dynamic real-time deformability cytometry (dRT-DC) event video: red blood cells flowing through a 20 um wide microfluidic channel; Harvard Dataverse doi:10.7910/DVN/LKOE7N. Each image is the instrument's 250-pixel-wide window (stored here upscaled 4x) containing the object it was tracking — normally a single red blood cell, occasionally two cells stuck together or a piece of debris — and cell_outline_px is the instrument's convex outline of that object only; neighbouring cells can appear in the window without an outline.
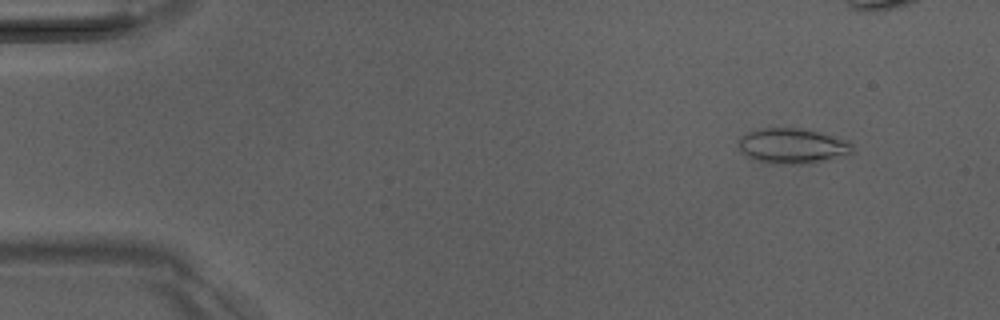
{"species": "Egyptian fruit bat (a non-hibernating species)", "species_latin": "Rousettus aegyptiacus", "temperature_condition": "room temperature", "stored_images_in_passage": 47, "camera_frame_rate_fps": 3000, "um_per_image_px": 0.085, "animal": {"sex": "male"}, "frame": {"image": 1, "passage_image": 1, "time_ms": 0.0, "image_size_px": [1000, 320], "cell_outline_px": [[852, 152], [824, 160], [800, 164], [768, 164], [748, 156], [740, 152], [740, 136], [748, 132], [760, 128], [796, 128], [816, 132], [848, 140], [852, 144]], "centroid_in_image_um": [67.3, 12.4], "position_along_channel_um": 17.7, "area_um2": 22.95}}
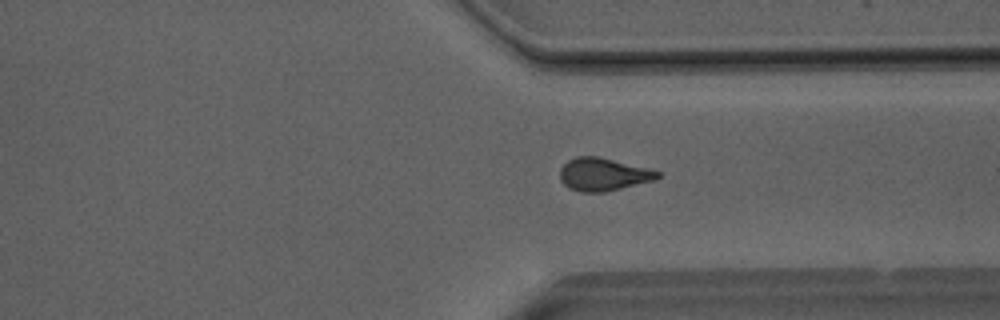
{"frame": {"image": 2, "passage_image": 34, "time_ms": 11.0, "image_size_px": [1000, 320], "cell_outline_px": [[660, 176], [656, 180], [604, 192], [580, 192], [568, 188], [560, 180], [560, 168], [568, 160], [576, 156], [596, 156], [660, 172]], "centroid_in_image_um": [51.22, 14.84], "position_along_channel_um": 360.2, "area_um2": 18.44}, "authors_computed_cell_mechanics": {"area_um2": 18.6116, "velocity_mm_per_s": 4.0834, "shape_relaxation_time_tau1_ms": 9.8742, "shape_relaxation_time_tau2_ms": 1.1929, "deformation_change_tau1": 0.1802, "deformation_change_tau2": 0.072}}